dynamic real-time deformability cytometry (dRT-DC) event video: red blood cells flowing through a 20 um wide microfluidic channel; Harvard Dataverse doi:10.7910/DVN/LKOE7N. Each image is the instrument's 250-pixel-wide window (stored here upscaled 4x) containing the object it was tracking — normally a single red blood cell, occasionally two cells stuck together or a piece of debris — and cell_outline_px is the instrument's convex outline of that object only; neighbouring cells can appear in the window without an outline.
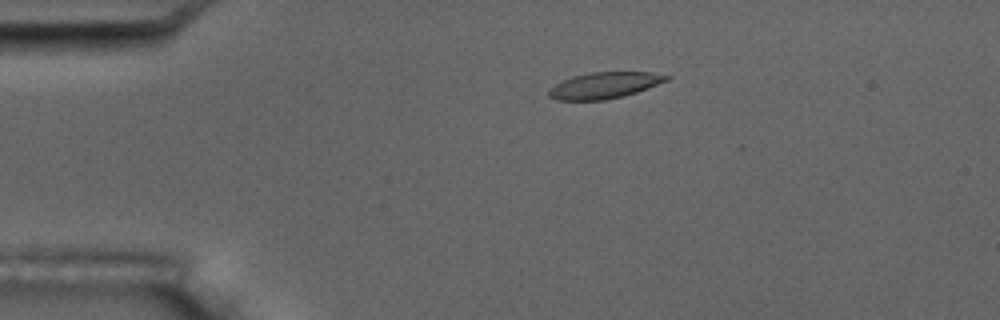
{"species": "common noctule bat (a hibernating species)", "species_latin": "Nyctalus noctula", "temperature_condition": "room temperature", "stored_images_in_passage": 3, "camera_frame_rate_fps": 3000, "um_per_image_px": 0.085, "animal": {"sex": "male", "body_mass_g": 17.5, "forearm_length_mm": 52.3}, "frame": {"image": 1, "passage_image": 2, "time_ms": 1.333, "image_size_px": [1000, 320], "cell_outline_px": [[672, 76], [668, 80], [636, 92], [624, 96], [604, 100], [556, 100], [548, 96], [548, 88], [572, 76], [592, 72], [652, 72]], "centroid_in_image_um": [51.36, 7.25], "position_along_channel_um": 33.6, "area_um2": 17.98}}